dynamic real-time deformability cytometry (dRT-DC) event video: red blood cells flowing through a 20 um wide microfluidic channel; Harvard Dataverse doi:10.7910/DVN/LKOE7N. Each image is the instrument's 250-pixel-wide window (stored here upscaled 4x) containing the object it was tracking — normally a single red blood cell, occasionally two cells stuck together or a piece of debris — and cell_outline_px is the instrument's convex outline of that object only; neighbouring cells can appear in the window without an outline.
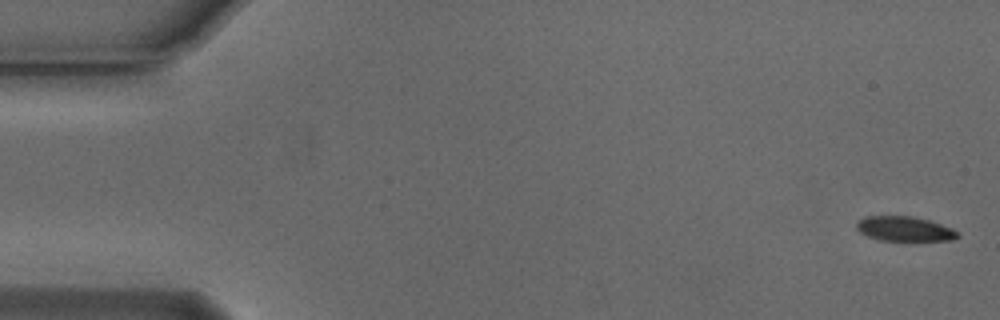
{"species": "Egyptian fruit bat (a non-hibernating species)", "species_latin": "Rousettus aegyptiacus", "temperature_condition": "cold", "stored_images_in_passage": 55, "camera_frame_rate_fps": 3000, "um_per_image_px": 0.085, "animal": {"sex": "male"}, "frame": {"image": 1, "passage_image": 2, "time_ms": 0.333, "image_size_px": [1000, 320], "cell_outline_px": [[960, 236], [952, 240], [880, 240], [868, 236], [860, 232], [856, 228], [856, 224], [864, 216], [912, 216], [928, 220], [952, 228], [960, 232]], "centroid_in_image_um": [76.9, 19.45], "position_along_channel_um": 8.1, "area_um2": 14.45}}
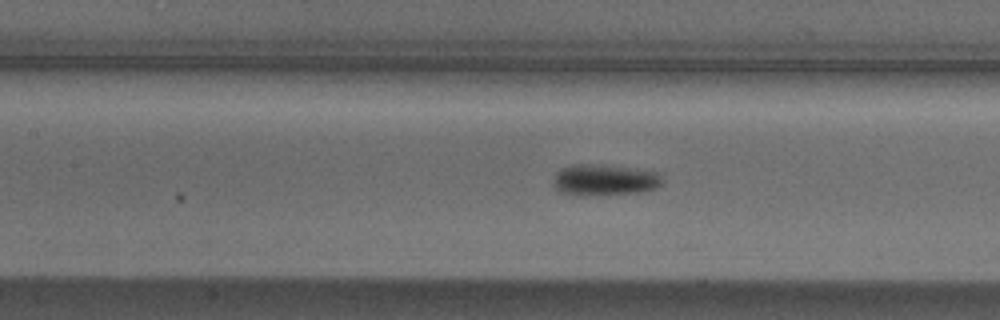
{"frame": {"image": 2, "passage_image": 25, "time_ms": 8.0, "image_size_px": [1000, 320], "cell_outline_px": [[664, 180], [656, 188], [640, 192], [580, 196], [576, 196], [556, 192], [552, 180], [556, 172], [564, 168], [576, 164], [580, 164], [628, 168], [656, 172]], "centroid_in_image_um": [51.31, 15.33], "position_along_channel_um": 156.1, "area_um2": 19.59}}
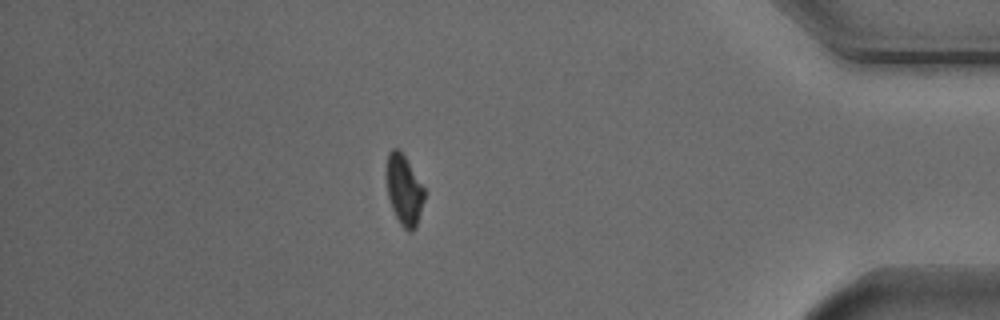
{"frame": {"image": 3, "passage_image": 48, "time_ms": 15.667, "image_size_px": [1000, 320], "cell_outline_px": [[424, 200], [416, 228], [412, 232], [408, 232], [400, 224], [392, 208], [388, 196], [388, 152], [392, 148], [396, 148], [404, 156], [424, 188]], "centroid_in_image_um": [34.37, 16.21], "position_along_channel_um": 400.8, "area_um2": 14.97}, "authors_computed_cell_mechanics": {"area_um2": 16.5308, "velocity_mm_per_s": 3.7494, "shape_relaxation_time_tau1_ms": 1.3639, "shape_relaxation_time_tau2_ms": null, "deformation_change_tau1": 0.0811, "deformation_change_tau2": null}}